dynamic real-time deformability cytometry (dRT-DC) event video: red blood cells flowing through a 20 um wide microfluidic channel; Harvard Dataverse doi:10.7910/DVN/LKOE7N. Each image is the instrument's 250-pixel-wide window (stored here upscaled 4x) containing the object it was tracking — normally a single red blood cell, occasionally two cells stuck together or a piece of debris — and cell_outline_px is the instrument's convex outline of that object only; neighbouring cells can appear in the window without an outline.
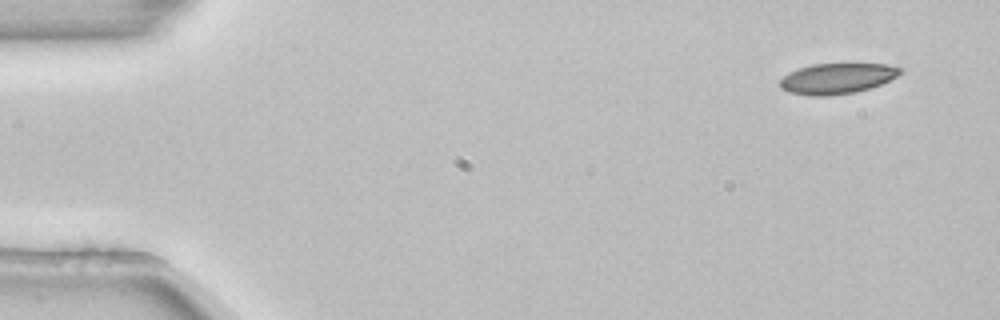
{"species": "common noctule bat (a hibernating species)", "species_latin": "Nyctalus noctula", "temperature_condition": "room temperature", "stored_images_in_passage": 3, "camera_frame_rate_fps": 3000, "um_per_image_px": 0.085, "animal": {"sex": "female", "body_mass_g": 22.7, "forearm_length_mm": 54.2}, "frame": {"image": 1, "passage_image": 1, "time_ms": 0.0, "image_size_px": [1000, 320], "cell_outline_px": [[904, 72], [880, 84], [856, 92], [828, 96], [812, 96], [788, 92], [780, 88], [780, 80], [788, 72], [812, 64], [888, 64], [904, 68]], "centroid_in_image_um": [71.15, 6.67], "position_along_channel_um": 13.8, "area_um2": 21.44}}
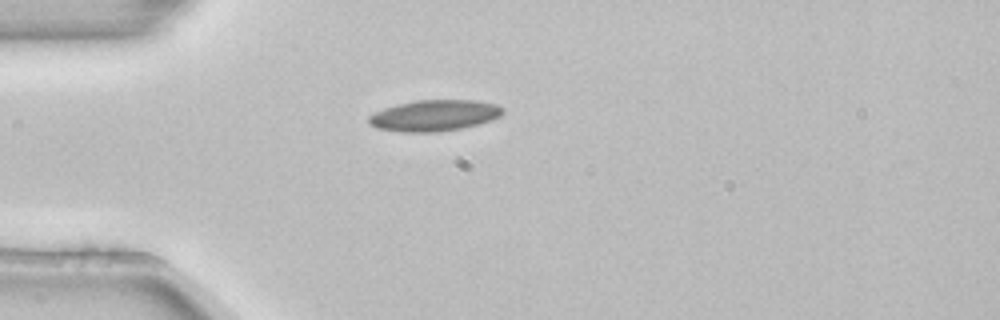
{"frame": {"image": 2, "passage_image": 3, "time_ms": 0.667, "image_size_px": [1000, 320], "cell_outline_px": [[504, 112], [500, 116], [492, 120], [480, 124], [460, 128], [436, 132], [400, 132], [376, 128], [368, 124], [368, 116], [384, 108], [400, 104], [420, 100], [476, 100], [496, 104], [504, 108]], "centroid_in_image_um": [36.93, 9.82], "position_along_channel_um": 48.1, "area_um2": 24.33}}